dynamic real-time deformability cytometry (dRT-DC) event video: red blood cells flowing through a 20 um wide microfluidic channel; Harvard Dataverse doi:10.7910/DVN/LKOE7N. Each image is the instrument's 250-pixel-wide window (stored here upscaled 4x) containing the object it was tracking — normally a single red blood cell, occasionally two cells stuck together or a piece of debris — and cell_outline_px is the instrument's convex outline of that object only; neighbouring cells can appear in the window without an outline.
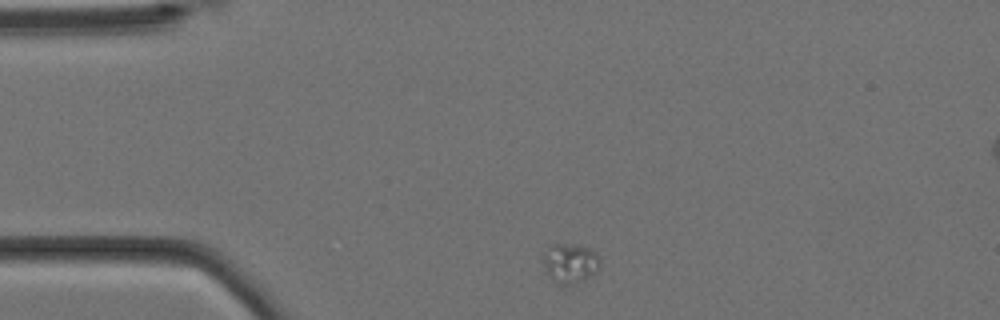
{"species": "Egyptian fruit bat (a non-hibernating species)", "species_latin": "Rousettus aegyptiacus", "temperature_condition": "cold", "stored_images_in_passage": 7, "camera_frame_rate_fps": 3000, "um_per_image_px": 0.085, "animal": {"sex": "female"}, "frame": {"image": 1, "passage_image": 1, "time_ms": 0.0, "image_size_px": [1000, 320], "cell_outline_px": [[600, 264], [596, 272], [576, 284], [556, 284], [548, 276], [544, 264], [544, 252], [548, 248], [556, 244], [564, 244], [588, 248], [596, 252], [600, 260]], "centroid_in_image_um": [48.46, 22.4], "position_along_channel_um": 36.5, "area_um2": 12.89}}